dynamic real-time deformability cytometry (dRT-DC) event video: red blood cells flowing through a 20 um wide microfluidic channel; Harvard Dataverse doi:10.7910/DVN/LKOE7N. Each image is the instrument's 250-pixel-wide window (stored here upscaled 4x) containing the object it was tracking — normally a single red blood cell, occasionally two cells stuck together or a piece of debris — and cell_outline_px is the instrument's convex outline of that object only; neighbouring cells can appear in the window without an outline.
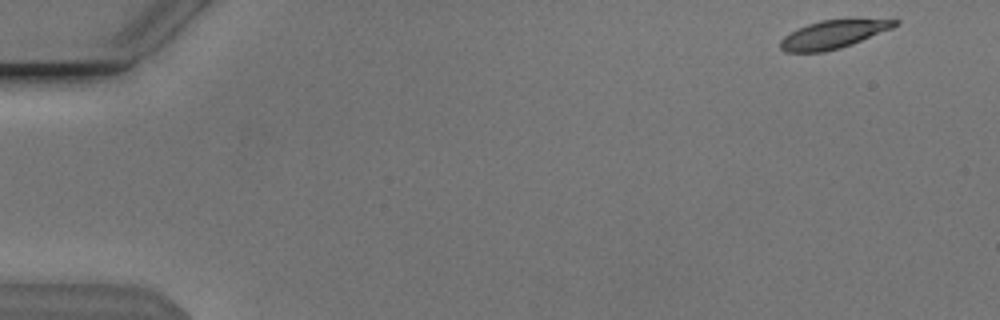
{"species": "Egyptian fruit bat (a non-hibernating species)", "species_latin": "Rousettus aegyptiacus", "temperature_condition": "cold", "stored_images_in_passage": 52, "camera_frame_rate_fps": 3000, "um_per_image_px": 0.085, "animal": {"sex": "male"}, "frame": {"image": 1, "passage_image": 1, "time_ms": 0.0, "image_size_px": [1000, 320], "cell_outline_px": [[900, 20], [892, 28], [852, 44], [840, 48], [824, 52], [784, 52], [780, 48], [780, 40], [784, 36], [808, 24], [820, 20], [848, 16]], "centroid_in_image_um": [70.88, 2.87], "position_along_channel_um": 14.1, "area_um2": 19.42}}
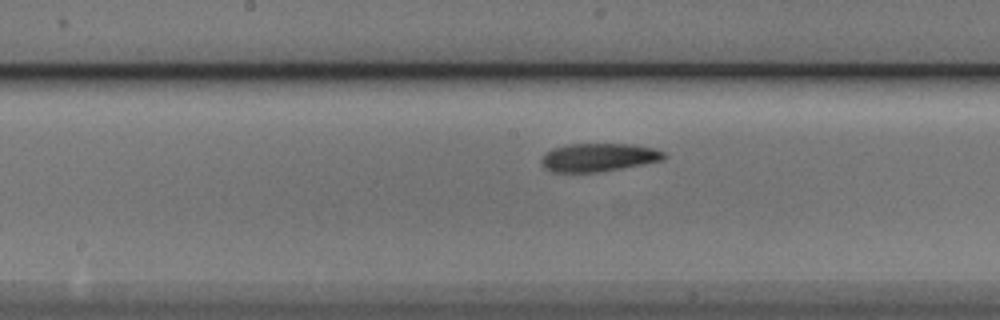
{"frame": {"image": 2, "passage_image": 26, "time_ms": 8.333, "image_size_px": [1000, 320], "cell_outline_px": [[668, 156], [664, 160], [644, 164], [596, 172], [552, 172], [544, 168], [540, 164], [540, 160], [544, 152], [552, 148], [568, 144], [636, 144], [652, 148], [664, 152]], "centroid_in_image_um": [50.85, 13.37], "position_along_channel_um": 197.4, "area_um2": 20.4}}
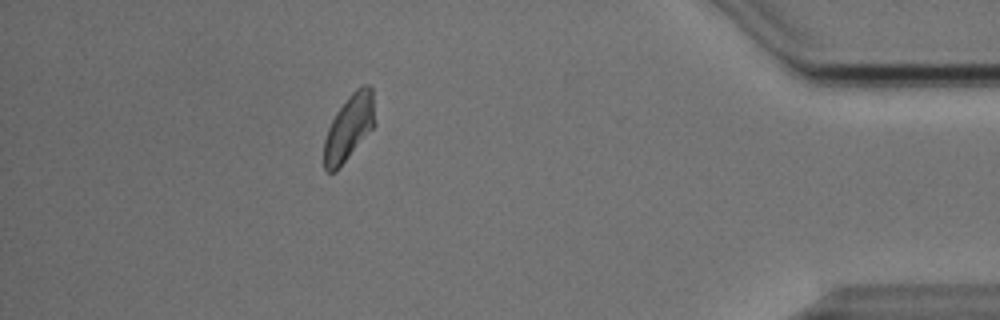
{"frame": {"image": 3, "passage_image": 46, "time_ms": 15.0, "image_size_px": [1000, 320], "cell_outline_px": [[376, 124], [336, 172], [328, 172], [324, 168], [324, 140], [328, 128], [336, 112], [348, 96], [360, 84], [368, 84], [372, 88]], "centroid_in_image_um": [29.68, 10.81], "position_along_channel_um": 405.5, "area_um2": 19.59}, "authors_computed_cell_mechanics": {"area_um2": 19.8543, "velocity_mm_per_s": 3.8038, "shape_relaxation_time_tau1_ms": 3.9288, "shape_relaxation_time_tau2_ms": 5.4727, "deformation_change_tau1": 0.1194, "deformation_change_tau2": 0.1235}}